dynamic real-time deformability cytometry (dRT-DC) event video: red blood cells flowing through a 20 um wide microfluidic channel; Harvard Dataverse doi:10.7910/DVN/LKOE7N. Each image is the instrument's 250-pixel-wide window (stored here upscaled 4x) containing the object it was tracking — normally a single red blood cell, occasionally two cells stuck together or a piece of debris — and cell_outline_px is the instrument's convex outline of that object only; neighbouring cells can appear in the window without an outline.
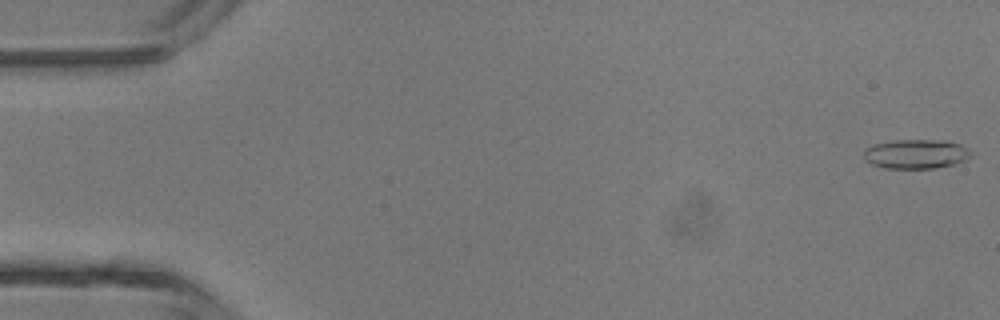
{"species": "common noctule bat (a hibernating species)", "species_latin": "Nyctalus noctula", "temperature_condition": "room temperature", "stored_images_in_passage": 5, "camera_frame_rate_fps": 3000, "um_per_image_px": 0.085, "animal": {"sex": "male", "body_mass_g": 13.3}, "frame": {"image": 1, "passage_image": 1, "time_ms": 0.0, "image_size_px": [1000, 320], "cell_outline_px": [[972, 156], [956, 164], [936, 168], [884, 168], [872, 164], [864, 160], [864, 148], [872, 144], [892, 140], [936, 140], [960, 144], [968, 148], [972, 152]], "centroid_in_image_um": [77.84, 13.09], "position_along_channel_um": 7.2, "area_um2": 18.5}}
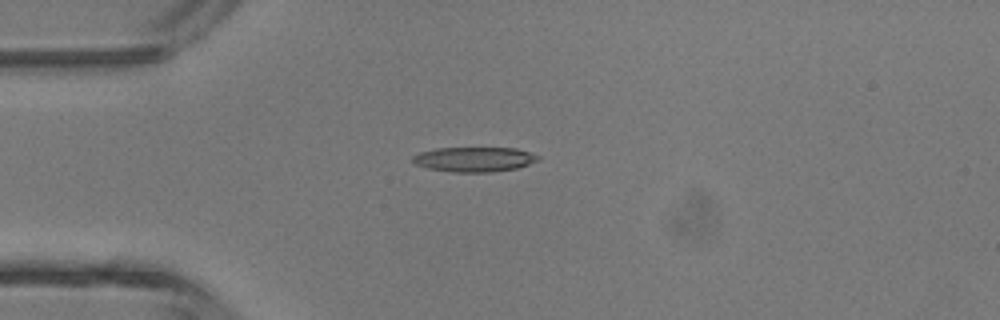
{"frame": {"image": 2, "passage_image": 4, "time_ms": 3.667, "image_size_px": [1000, 320], "cell_outline_px": [[540, 160], [516, 168], [492, 172], [456, 172], [428, 168], [416, 164], [412, 160], [412, 156], [420, 152], [436, 148], [516, 148], [540, 156]], "centroid_in_image_um": [40.32, 13.54], "position_along_channel_um": 44.7, "area_um2": 17.98}}